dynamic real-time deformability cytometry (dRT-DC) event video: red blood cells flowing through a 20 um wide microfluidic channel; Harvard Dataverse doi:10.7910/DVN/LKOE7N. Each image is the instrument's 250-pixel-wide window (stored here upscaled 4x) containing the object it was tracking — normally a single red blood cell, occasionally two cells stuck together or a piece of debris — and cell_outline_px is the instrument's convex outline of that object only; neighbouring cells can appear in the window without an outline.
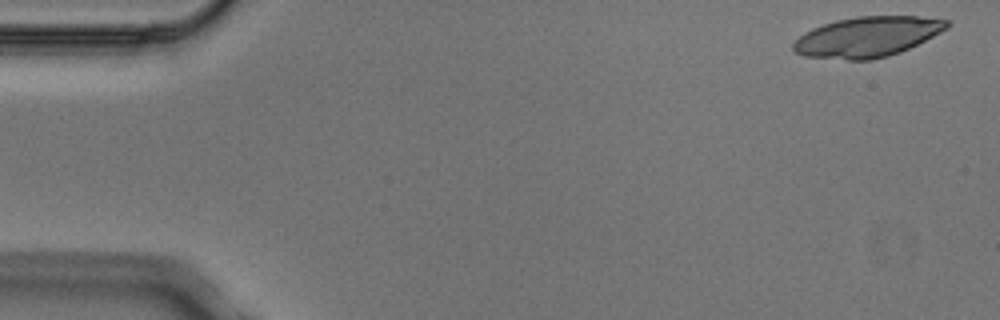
{"species": "Egyptian fruit bat (a non-hibernating species)", "species_latin": "Rousettus aegyptiacus", "temperature_condition": "cold", "stored_images_in_passage": 5, "camera_frame_rate_fps": 3000, "um_per_image_px": 0.085, "animal": {"sex": "male"}, "frame": {"image": 1, "passage_image": 1, "time_ms": 0.0, "image_size_px": [1000, 320], "cell_outline_px": [[952, 24], [948, 28], [900, 52], [888, 56], [872, 60], [848, 60], [804, 56], [792, 52], [792, 44], [804, 32], [812, 28], [836, 20], [856, 16], [916, 16], [948, 20]], "centroid_in_image_um": [73.69, 3.13], "position_along_channel_um": 11.3, "area_um2": 36.01}}